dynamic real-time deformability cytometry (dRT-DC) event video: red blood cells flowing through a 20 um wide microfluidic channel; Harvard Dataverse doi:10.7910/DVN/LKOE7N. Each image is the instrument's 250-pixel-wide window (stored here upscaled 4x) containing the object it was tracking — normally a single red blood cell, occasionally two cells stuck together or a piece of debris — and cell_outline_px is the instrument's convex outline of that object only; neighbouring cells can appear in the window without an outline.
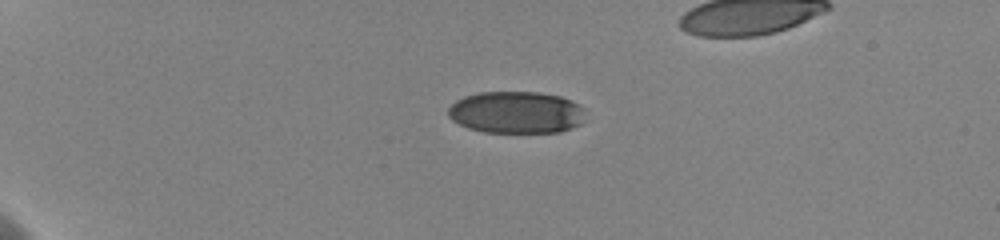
{"species": "human", "species_latin": "Homo sapiens", "temperature_condition": "cold", "stored_images_in_passage": 5, "camera_frame_rate_fps": 3000, "um_per_image_px": 0.085, "donor": {"sex": "female"}, "frame": {"image": 1, "passage_image": 1, "time_ms": 0.0, "image_size_px": [1000, 240], "cell_outline_px": [[584, 120], [580, 124], [572, 128], [560, 132], [484, 132], [468, 128], [452, 120], [448, 116], [448, 108], [456, 100], [464, 96], [480, 92], [540, 92], [560, 96], [572, 100], [584, 108]], "centroid_in_image_um": [43.89, 9.55], "position_along_channel_um": 41.1, "area_um2": 33.81}}